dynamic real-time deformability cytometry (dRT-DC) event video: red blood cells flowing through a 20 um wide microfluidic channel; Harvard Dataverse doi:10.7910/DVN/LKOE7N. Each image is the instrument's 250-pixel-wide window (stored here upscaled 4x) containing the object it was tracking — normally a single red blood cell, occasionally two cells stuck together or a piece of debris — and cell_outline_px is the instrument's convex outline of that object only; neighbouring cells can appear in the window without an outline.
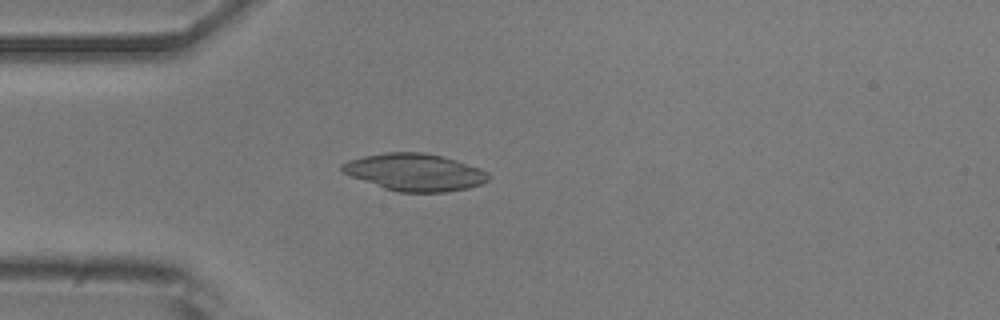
{"species": "common noctule bat (a hibernating species)", "species_latin": "Nyctalus noctula", "temperature_condition": "room temperature", "stored_images_in_passage": 3, "camera_frame_rate_fps": 3000, "um_per_image_px": 0.085, "animal": {"sex": "male", "body_mass_g": 20.5, "forearm_length_mm": 52.5}, "frame": {"image": 1, "passage_image": 3, "time_ms": 0.667, "image_size_px": [1000, 320], "cell_outline_px": [[492, 176], [488, 180], [480, 184], [468, 188], [444, 192], [400, 192], [384, 188], [340, 172], [340, 164], [348, 160], [364, 156], [384, 152], [424, 152], [444, 156], [480, 168], [488, 172]], "centroid_in_image_um": [35.25, 14.63], "position_along_channel_um": 49.7, "area_um2": 31.91}}